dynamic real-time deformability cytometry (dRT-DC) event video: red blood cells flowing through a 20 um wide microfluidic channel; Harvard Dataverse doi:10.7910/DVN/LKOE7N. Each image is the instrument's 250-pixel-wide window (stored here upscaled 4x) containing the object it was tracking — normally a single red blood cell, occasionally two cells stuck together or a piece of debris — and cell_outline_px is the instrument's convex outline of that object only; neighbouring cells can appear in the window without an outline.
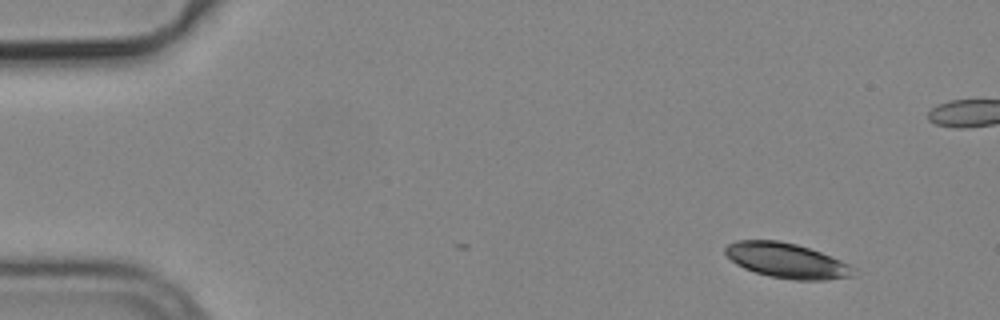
{"species": "common noctule bat (a hibernating species)", "species_latin": "Nyctalus noctula", "temperature_condition": "cold", "stored_images_in_passage": 5, "camera_frame_rate_fps": 3000, "um_per_image_px": 0.085, "animal": {"sex": "male", "body_mass_g": 19.2, "forearm_length_mm": 51.8}, "frame": {"image": 1, "passage_image": 1, "time_ms": 0.0, "image_size_px": [1000, 320], "cell_outline_px": [[856, 268], [852, 276], [824, 280], [792, 280], [772, 276], [756, 272], [744, 268], [736, 264], [724, 252], [724, 248], [728, 244], [736, 240], [780, 240], [796, 244], [820, 252], [840, 260]], "centroid_in_image_um": [66.86, 22.14], "position_along_channel_um": 18.1, "area_um2": 25.95}}